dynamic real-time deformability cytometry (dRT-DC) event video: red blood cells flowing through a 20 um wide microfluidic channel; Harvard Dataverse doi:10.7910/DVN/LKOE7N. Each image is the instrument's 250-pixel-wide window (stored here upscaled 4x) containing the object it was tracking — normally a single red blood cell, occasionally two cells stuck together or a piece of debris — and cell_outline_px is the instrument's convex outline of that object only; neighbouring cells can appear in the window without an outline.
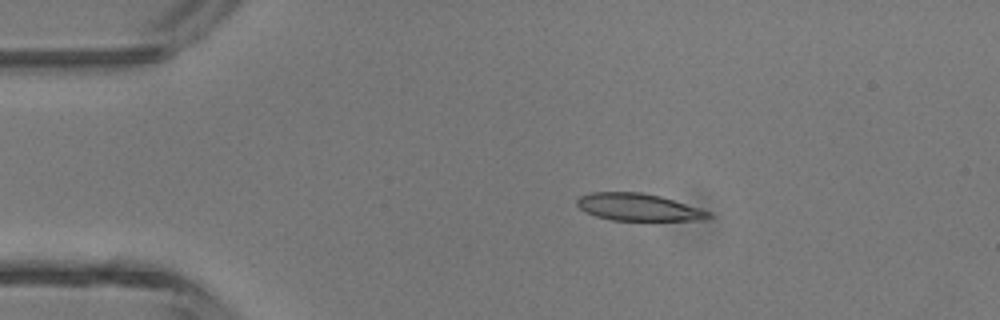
{"species": "common noctule bat (a hibernating species)", "species_latin": "Nyctalus noctula", "temperature_condition": "room temperature", "stored_images_in_passage": 3, "camera_frame_rate_fps": 3000, "um_per_image_px": 0.085, "animal": {"sex": "male", "body_mass_g": 13.3}, "frame": {"image": 1, "passage_image": 2, "time_ms": 0.333, "image_size_px": [1000, 320], "cell_outline_px": [[712, 216], [704, 220], [612, 220], [596, 216], [584, 212], [576, 204], [576, 200], [580, 196], [592, 192], [640, 192], [660, 196], [700, 208], [712, 212]], "centroid_in_image_um": [54.26, 17.61], "position_along_channel_um": 30.7, "area_um2": 20.87}}